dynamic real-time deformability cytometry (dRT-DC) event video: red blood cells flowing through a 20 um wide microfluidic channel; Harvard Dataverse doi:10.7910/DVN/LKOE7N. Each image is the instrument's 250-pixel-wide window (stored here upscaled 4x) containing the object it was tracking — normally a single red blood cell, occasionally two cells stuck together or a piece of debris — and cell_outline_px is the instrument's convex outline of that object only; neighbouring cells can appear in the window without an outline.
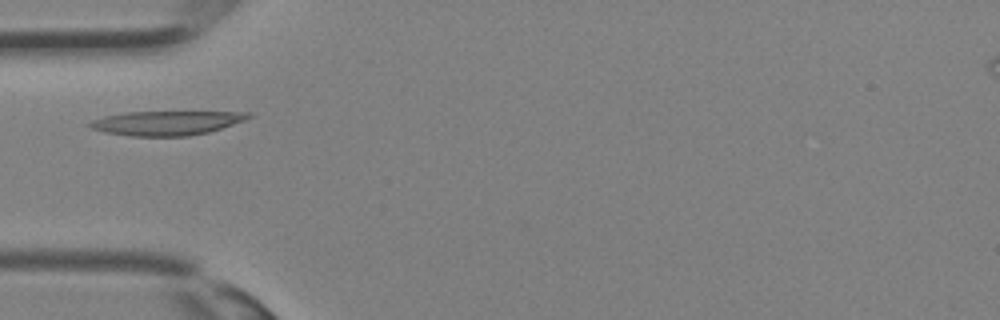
{"species": "Egyptian fruit bat (a non-hibernating species)", "species_latin": "Rousettus aegyptiacus", "temperature_condition": "room temperature", "stored_images_in_passage": 27, "camera_frame_rate_fps": 3000, "um_per_image_px": 0.085, "animal": {"sex": "female"}, "frame": {"image": 1, "passage_image": 4, "time_ms": 1.0, "image_size_px": [1000, 320], "cell_outline_px": [[252, 116], [244, 120], [208, 132], [188, 136], [128, 136], [104, 132], [92, 128], [88, 124], [92, 120], [104, 116], [128, 112], [252, 112]], "centroid_in_image_um": [14.13, 10.45], "position_along_channel_um": 70.9, "area_um2": 22.2}}
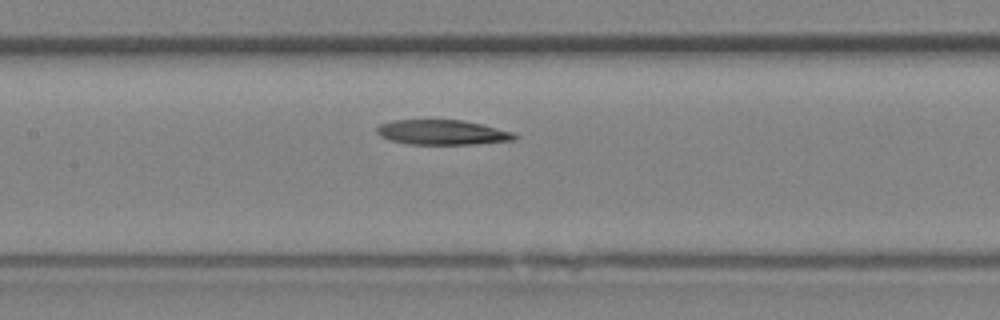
{"frame": {"image": 2, "passage_image": 9, "time_ms": 2.667, "image_size_px": [1000, 320], "cell_outline_px": [[520, 136], [516, 140], [476, 144], [408, 144], [388, 140], [380, 136], [376, 132], [376, 128], [380, 124], [392, 120], [464, 120], [484, 124], [512, 132]], "centroid_in_image_um": [37.61, 11.25], "position_along_channel_um": 169.8, "area_um2": 20.23}}
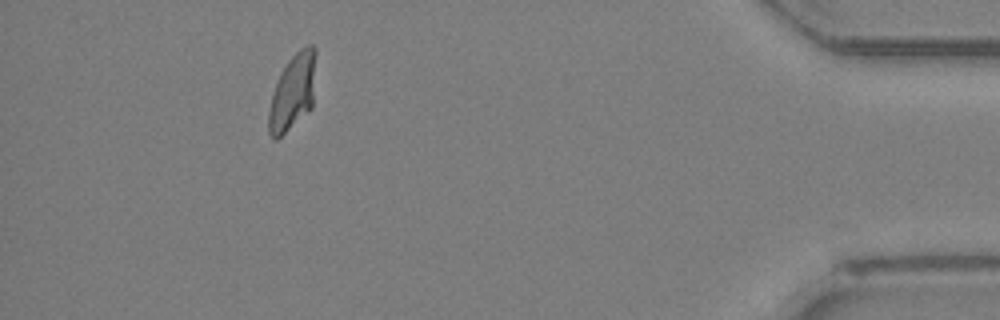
{"frame": {"image": 3, "passage_image": 24, "time_ms": 7.667, "image_size_px": [1000, 320], "cell_outline_px": [[316, 52], [312, 108], [276, 140], [268, 132], [268, 112], [272, 96], [280, 72], [288, 60], [300, 48], [308, 44], [312, 44], [316, 48]], "centroid_in_image_um": [24.89, 7.79], "position_along_channel_um": 410.3, "area_um2": 20.81}}